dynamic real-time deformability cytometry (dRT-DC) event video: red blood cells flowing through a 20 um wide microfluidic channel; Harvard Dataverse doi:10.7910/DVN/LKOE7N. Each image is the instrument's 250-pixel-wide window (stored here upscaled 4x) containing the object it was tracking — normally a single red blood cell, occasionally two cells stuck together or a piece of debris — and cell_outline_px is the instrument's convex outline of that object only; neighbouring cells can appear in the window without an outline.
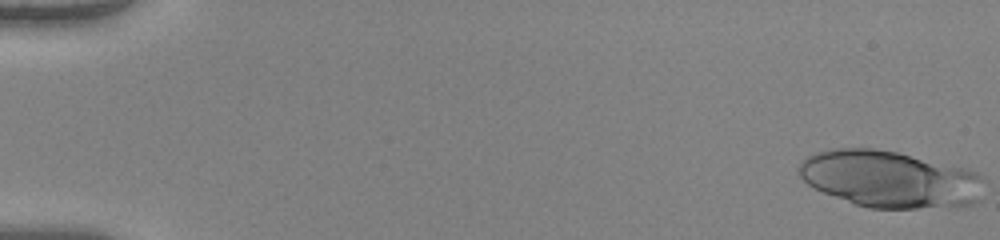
{"species": "human", "species_latin": "Homo sapiens", "temperature_condition": "warm", "stored_images_in_passage": 50, "camera_frame_rate_fps": 3000, "um_per_image_px": 0.085, "donor": {"sex": "female"}, "frame": {"image": 1, "passage_image": 1, "time_ms": 0.0, "image_size_px": [1000, 240], "cell_outline_px": [[980, 200], [972, 204], [916, 208], [868, 208], [856, 204], [824, 192], [808, 184], [800, 176], [800, 164], [808, 156], [816, 152], [832, 148], [872, 148], [896, 152], [976, 172], [980, 176]], "centroid_in_image_um": [75.57, 15.22], "position_along_channel_um": 9.4, "area_um2": 60.0}}